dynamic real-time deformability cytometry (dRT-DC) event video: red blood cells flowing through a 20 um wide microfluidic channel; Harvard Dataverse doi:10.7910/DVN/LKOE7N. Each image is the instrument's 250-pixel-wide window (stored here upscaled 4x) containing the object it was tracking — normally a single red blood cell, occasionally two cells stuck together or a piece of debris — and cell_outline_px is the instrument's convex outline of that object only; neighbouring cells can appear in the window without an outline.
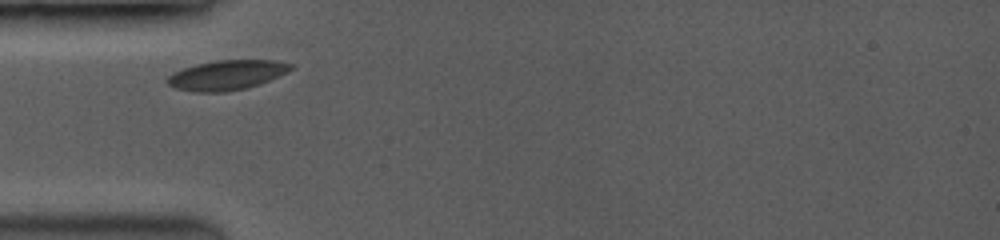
{"species": "common noctule bat (a hibernating species)", "species_latin": "Nyctalus noctula", "temperature_condition": "room temperature", "stored_images_in_passage": 9, "camera_frame_rate_fps": 3500, "um_per_image_px": 0.085, "animal": {"sex": "female", "body_mass_g": 19.0, "forearm_length_mm": 53.3}, "frame": {"image": 1, "passage_image": 1, "time_ms": 0.0, "image_size_px": [1000, 240], "cell_outline_px": [[292, 68], [288, 72], [268, 80], [244, 88], [224, 92], [196, 92], [176, 88], [168, 84], [164, 80], [172, 72], [196, 64], [216, 60], [276, 60], [292, 64]], "centroid_in_image_um": [19.23, 6.37], "position_along_channel_um": 65.8, "area_um2": 21.21}}
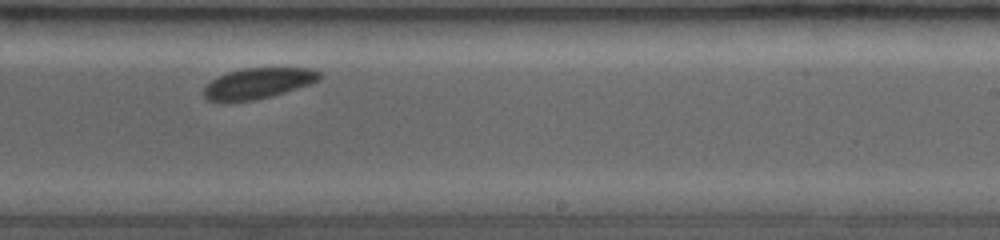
{"frame": {"image": 2, "passage_image": 6, "time_ms": 5.143, "image_size_px": [1000, 240], "cell_outline_px": [[324, 76], [320, 80], [284, 92], [252, 100], [208, 100], [204, 96], [204, 88], [212, 80], [228, 72], [244, 68], [312, 68], [320, 72]], "centroid_in_image_um": [22.0, 7.05], "position_along_channel_um": 267.0, "area_um2": 20.11}}
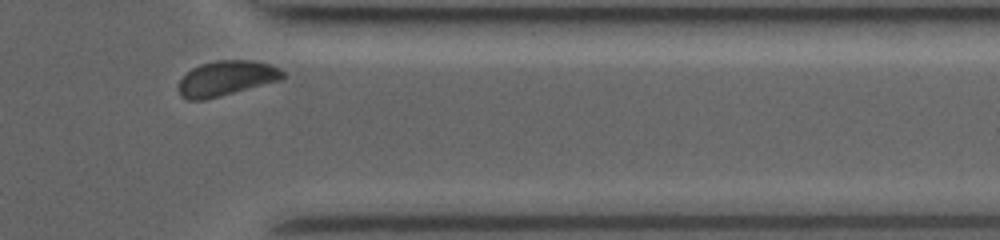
{"frame": {"image": 3, "passage_image": 9, "time_ms": 8.286, "image_size_px": [1000, 240], "cell_outline_px": [[284, 76], [280, 80], [220, 96], [204, 100], [188, 100], [180, 96], [176, 88], [180, 80], [192, 68], [200, 64], [216, 60], [248, 60], [268, 64], [284, 72]], "centroid_in_image_um": [19.17, 6.67], "position_along_channel_um": 392.2, "area_um2": 21.1}}